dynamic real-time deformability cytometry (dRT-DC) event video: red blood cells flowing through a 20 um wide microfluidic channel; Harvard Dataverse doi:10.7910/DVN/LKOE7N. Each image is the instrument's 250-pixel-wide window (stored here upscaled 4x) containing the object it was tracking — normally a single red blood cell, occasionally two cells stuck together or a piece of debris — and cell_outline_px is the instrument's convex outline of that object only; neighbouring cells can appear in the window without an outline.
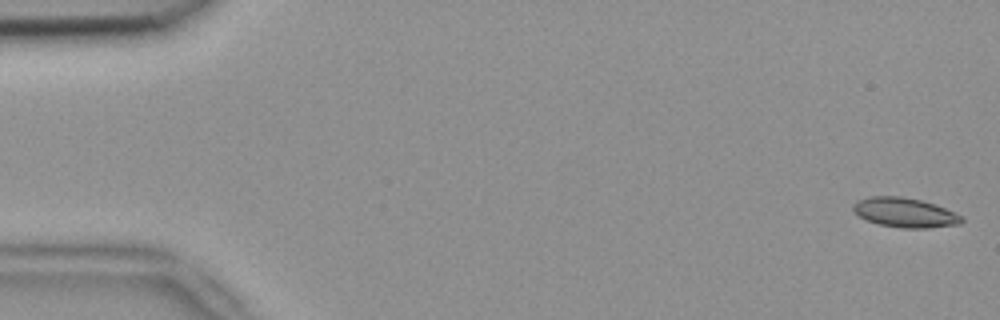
{"species": "common noctule bat (a hibernating species)", "species_latin": "Nyctalus noctula", "temperature_condition": "room temperature", "stored_images_in_passage": 5, "camera_frame_rate_fps": 3000, "um_per_image_px": 0.085, "animal": {"sex": "female", "body_mass_g": 18.4}, "frame": {"image": 1, "passage_image": 1, "time_ms": 0.0, "image_size_px": [1000, 320], "cell_outline_px": [[964, 220], [960, 224], [928, 228], [900, 228], [880, 224], [868, 220], [852, 212], [852, 204], [856, 200], [868, 196], [900, 196], [920, 200], [936, 204], [964, 216]], "centroid_in_image_um": [76.91, 18.06], "position_along_channel_um": 8.1, "area_um2": 18.9}}
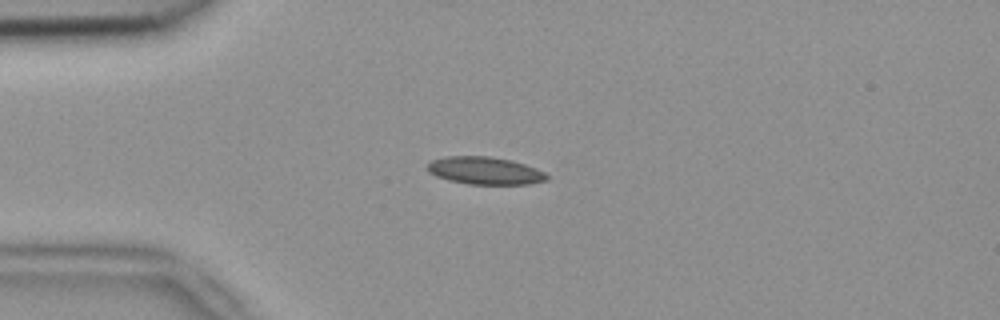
{"frame": {"image": 2, "passage_image": 4, "time_ms": 1.0, "image_size_px": [1000, 320], "cell_outline_px": [[548, 180], [528, 184], [468, 184], [448, 180], [436, 176], [428, 172], [428, 164], [432, 160], [444, 156], [488, 156], [512, 160], [536, 168], [544, 172], [548, 176]], "centroid_in_image_um": [41.21, 14.5], "position_along_channel_um": 43.8, "area_um2": 19.19}}